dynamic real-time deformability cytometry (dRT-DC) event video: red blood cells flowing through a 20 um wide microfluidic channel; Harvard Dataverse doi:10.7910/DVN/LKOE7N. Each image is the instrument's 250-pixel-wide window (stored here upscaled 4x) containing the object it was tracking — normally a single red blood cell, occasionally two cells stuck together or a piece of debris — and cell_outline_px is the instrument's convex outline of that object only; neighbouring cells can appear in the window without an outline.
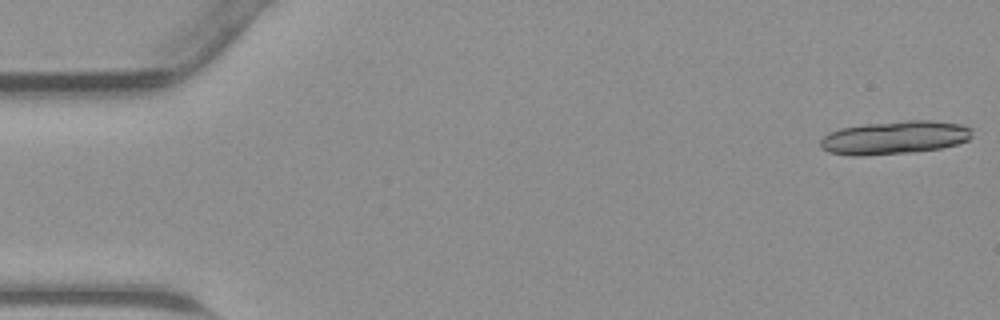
{"species": "common noctule bat (a hibernating species)", "species_latin": "Nyctalus noctula", "temperature_condition": "warm", "stored_images_in_passage": 21, "camera_frame_rate_fps": 3000, "um_per_image_px": 0.085, "animal": {"sex": "male", "body_mass_g": 23.1, "forearm_length_mm": 52.7}, "frame": {"image": 1, "passage_image": 1, "time_ms": 0.0, "image_size_px": [1000, 320], "cell_outline_px": [[972, 136], [968, 140], [956, 144], [940, 148], [912, 152], [864, 156], [852, 156], [828, 152], [820, 148], [820, 140], [828, 132], [840, 128], [864, 124], [908, 120], [932, 120], [964, 124], [972, 128]], "centroid_in_image_um": [76.03, 11.69], "position_along_channel_um": 9.0, "area_um2": 29.77}}